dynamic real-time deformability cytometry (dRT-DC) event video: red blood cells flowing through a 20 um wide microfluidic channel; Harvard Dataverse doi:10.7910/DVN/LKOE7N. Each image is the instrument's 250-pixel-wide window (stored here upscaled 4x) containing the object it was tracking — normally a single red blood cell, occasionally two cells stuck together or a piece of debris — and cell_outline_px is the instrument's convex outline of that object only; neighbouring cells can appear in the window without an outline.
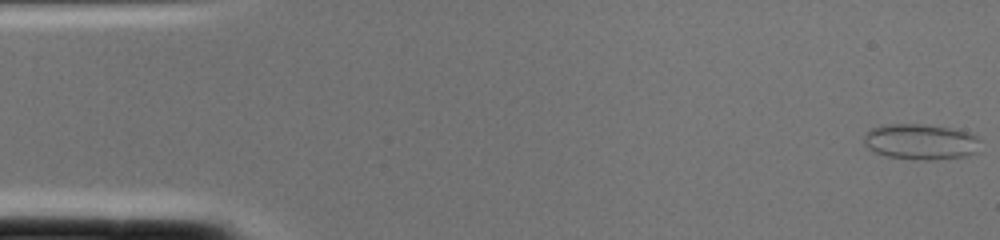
{"species": "common noctule bat (a hibernating species)", "species_latin": "Nyctalus noctula", "temperature_condition": "cold", "stored_images_in_passage": 2, "camera_frame_rate_fps": 3000, "um_per_image_px": 0.085, "animal": {"sex": "female", "body_mass_g": 22.0, "forearm_length_mm": 56.7}, "frame": {"image": 1, "passage_image": 1, "time_ms": 0.0, "image_size_px": [1000, 240], "cell_outline_px": [[980, 140], [976, 152], [968, 156], [936, 160], [916, 160], [884, 156], [868, 148], [864, 144], [864, 136], [872, 128], [888, 124], [924, 124], [952, 128], [972, 132]], "centroid_in_image_um": [78.29, 12.06], "position_along_channel_um": 6.7, "area_um2": 24.51}}
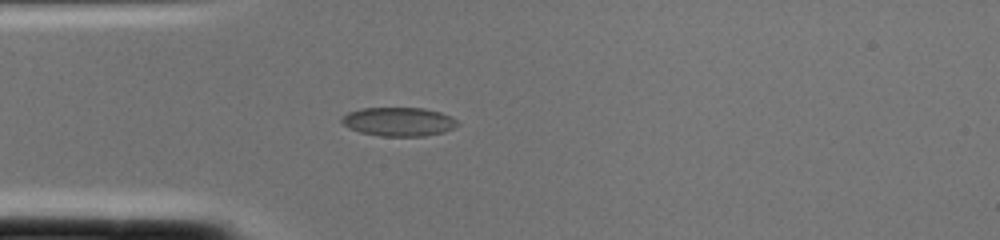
{"frame": {"image": 2, "passage_image": 2, "time_ms": 0.333, "image_size_px": [1000, 240], "cell_outline_px": [[460, 124], [444, 132], [424, 136], [380, 136], [360, 132], [348, 128], [340, 120], [340, 116], [348, 112], [364, 108], [424, 108], [440, 112], [456, 120]], "centroid_in_image_um": [33.85, 10.34], "position_along_channel_um": 51.1, "area_um2": 19.42}}